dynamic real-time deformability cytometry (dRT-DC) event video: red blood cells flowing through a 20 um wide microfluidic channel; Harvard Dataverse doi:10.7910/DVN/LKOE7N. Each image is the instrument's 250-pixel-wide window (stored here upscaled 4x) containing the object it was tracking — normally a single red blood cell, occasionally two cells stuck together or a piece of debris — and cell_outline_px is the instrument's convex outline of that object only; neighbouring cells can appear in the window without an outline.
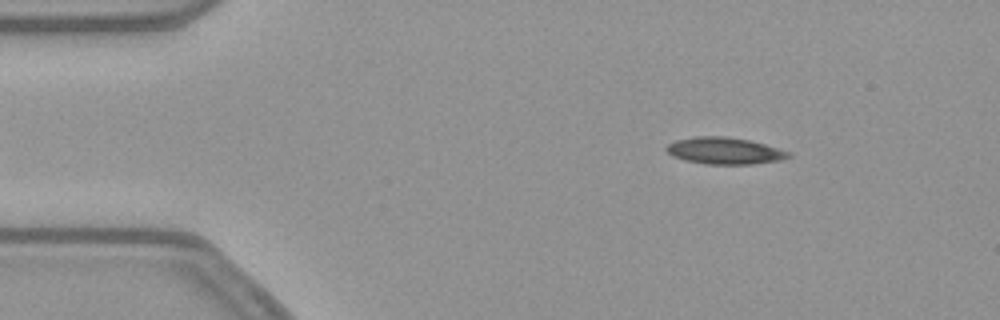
{"species": "common noctule bat (a hibernating species)", "species_latin": "Nyctalus noctula", "temperature_condition": "warm", "stored_images_in_passage": 50, "camera_frame_rate_fps": 3000, "um_per_image_px": 0.085, "animal": {"sex": "female", "body_mass_g": 21.9}, "frame": {"image": 1, "passage_image": 4, "time_ms": 1.0, "image_size_px": [1000, 320], "cell_outline_px": [[792, 156], [780, 160], [752, 164], [704, 164], [684, 160], [672, 156], [664, 148], [668, 144], [676, 140], [696, 136], [724, 136], [748, 140], [764, 144], [792, 152]], "centroid_in_image_um": [61.58, 12.82], "position_along_channel_um": 23.4, "area_um2": 19.07}}
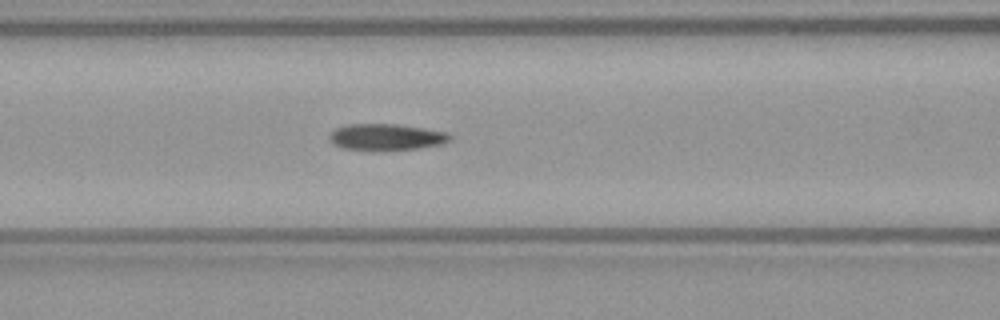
{"frame": {"image": 2, "passage_image": 18, "time_ms": 5.667, "image_size_px": [1000, 320], "cell_outline_px": [[452, 140], [444, 144], [416, 148], [384, 152], [376, 152], [344, 148], [336, 144], [328, 136], [336, 128], [348, 124], [396, 124], [424, 128], [448, 132], [452, 136]], "centroid_in_image_um": [32.89, 11.67], "position_along_channel_um": 133.7, "area_um2": 18.96}}
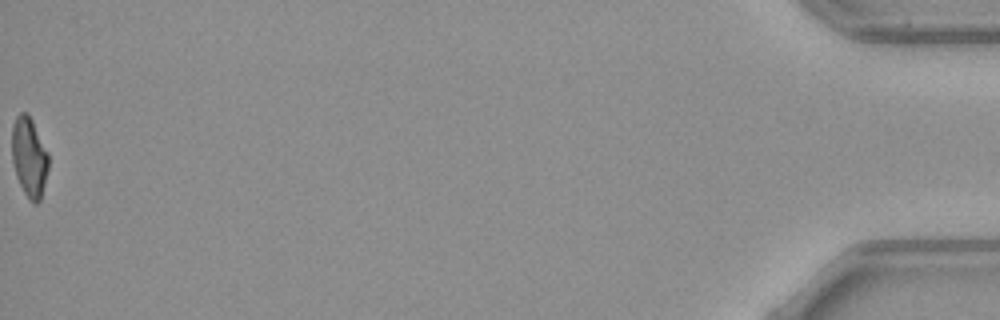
{"frame": {"image": 3, "passage_image": 50, "time_ms": 16.333, "image_size_px": [1000, 320], "cell_outline_px": [[48, 168], [40, 200], [36, 204], [32, 204], [28, 200], [16, 176], [12, 160], [12, 124], [16, 116], [20, 112], [28, 112], [48, 152]], "centroid_in_image_um": [2.47, 13.34], "position_along_channel_um": 432.7, "area_um2": 17.05}, "authors_computed_cell_mechanics": {"area_um2": 18.6116, "velocity_mm_per_s": 3.8477, "shape_relaxation_time_tau1_ms": 5.1627, "shape_relaxation_time_tau2_ms": 2.7766, "deformation_change_tau1": 0.1589, "deformation_change_tau2": 0.102}}